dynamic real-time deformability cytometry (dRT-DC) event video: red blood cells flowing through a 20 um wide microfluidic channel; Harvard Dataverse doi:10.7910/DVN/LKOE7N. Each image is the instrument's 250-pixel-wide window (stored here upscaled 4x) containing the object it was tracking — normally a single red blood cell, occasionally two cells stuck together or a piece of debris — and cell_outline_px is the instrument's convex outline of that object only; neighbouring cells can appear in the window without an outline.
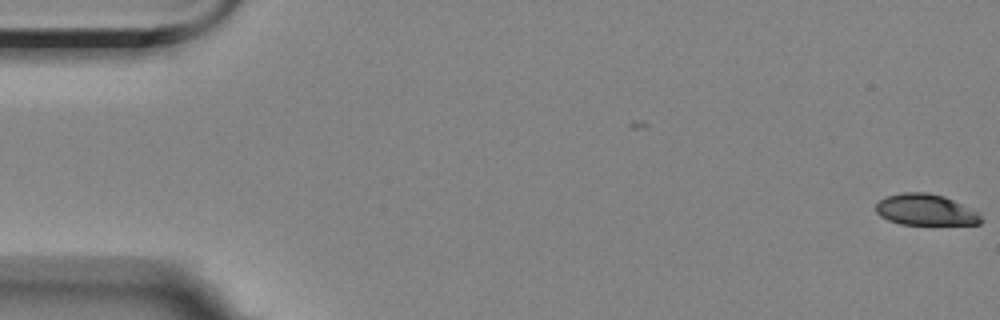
{"species": "Egyptian fruit bat (a non-hibernating species)", "species_latin": "Rousettus aegyptiacus", "temperature_condition": "room temperature", "stored_images_in_passage": 9, "camera_frame_rate_fps": 3000, "um_per_image_px": 0.085, "animal": {"sex": "female"}, "frame": {"image": 1, "passage_image": 1, "time_ms": 0.0, "image_size_px": [1000, 320], "cell_outline_px": [[984, 220], [980, 224], [900, 224], [888, 220], [880, 216], [876, 212], [876, 204], [880, 200], [888, 196], [904, 192], [928, 192], [944, 196], [980, 212]], "centroid_in_image_um": [78.71, 17.83], "position_along_channel_um": 6.3, "area_um2": 19.19}}
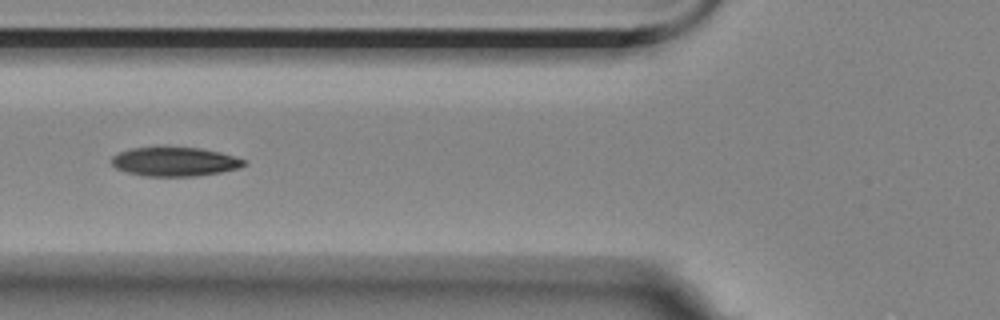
{"frame": {"image": 2, "passage_image": 7, "time_ms": 7.0, "image_size_px": [1000, 320], "cell_outline_px": [[248, 164], [240, 168], [220, 172], [196, 176], [144, 176], [128, 172], [116, 168], [112, 164], [112, 156], [120, 152], [132, 148], [200, 148], [220, 152], [248, 160]], "centroid_in_image_um": [14.91, 13.75], "position_along_channel_um": 110.9, "area_um2": 22.25}}
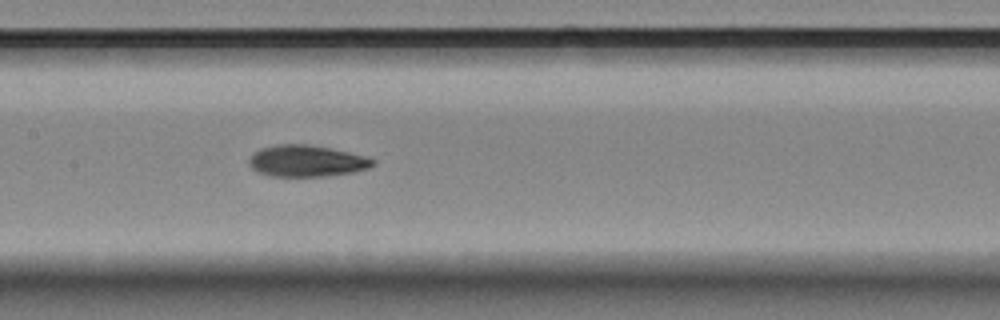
{"frame": {"image": 3, "passage_image": 9, "time_ms": 9.0, "image_size_px": [1000, 320], "cell_outline_px": [[376, 164], [368, 168], [352, 172], [324, 176], [268, 176], [256, 172], [248, 164], [248, 160], [260, 148], [276, 144], [308, 144], [348, 152], [364, 156], [376, 160]], "centroid_in_image_um": [26.03, 13.68], "position_along_channel_um": 181.4, "area_um2": 22.66}}